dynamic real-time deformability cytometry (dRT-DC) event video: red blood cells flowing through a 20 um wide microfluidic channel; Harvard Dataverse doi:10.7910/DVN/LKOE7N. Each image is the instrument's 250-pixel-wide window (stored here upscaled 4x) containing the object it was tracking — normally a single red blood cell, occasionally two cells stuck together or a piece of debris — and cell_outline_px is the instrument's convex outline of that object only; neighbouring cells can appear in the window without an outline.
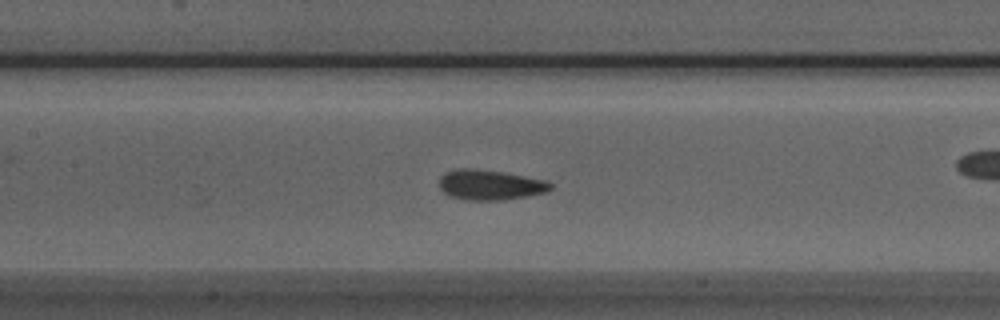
{"species": "Egyptian fruit bat (a non-hibernating species)", "species_latin": "Rousettus aegyptiacus", "temperature_condition": "room temperature", "stored_images_in_passage": 52, "camera_frame_rate_fps": 3000, "um_per_image_px": 0.085, "animal": {"sex": "male"}, "frame": {"image": 1, "passage_image": 23, "time_ms": 7.333, "image_size_px": [1000, 320], "cell_outline_px": [[552, 188], [544, 192], [504, 200], [468, 200], [448, 196], [440, 188], [440, 176], [444, 172], [460, 168], [476, 168], [504, 172], [544, 180], [552, 184]], "centroid_in_image_um": [41.6, 15.7], "position_along_channel_um": 165.8, "area_um2": 19.48}, "authors_computed_cell_mechanics": {"area_um2": 18.9295, "velocity_mm_per_s": 3.9013, "shape_relaxation_time_tau1_ms": 3.6525, "shape_relaxation_time_tau2_ms": 1.0188, "deformation_change_tau1": 0.0885, "deformation_change_tau2": 0.06}}